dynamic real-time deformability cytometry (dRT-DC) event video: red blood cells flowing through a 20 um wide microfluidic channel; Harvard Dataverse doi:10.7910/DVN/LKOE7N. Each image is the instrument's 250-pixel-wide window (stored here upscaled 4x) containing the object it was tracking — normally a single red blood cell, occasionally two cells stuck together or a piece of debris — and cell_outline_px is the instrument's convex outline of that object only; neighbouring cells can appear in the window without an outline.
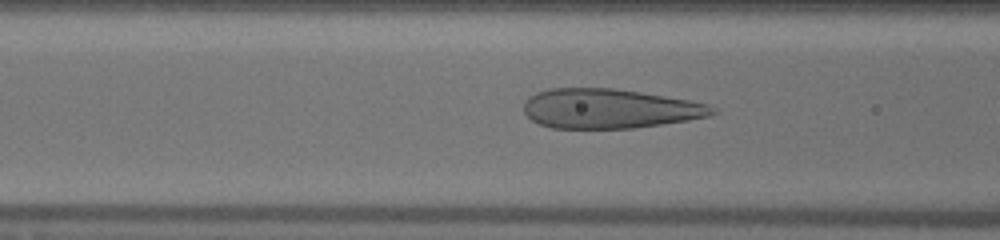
{"species": "human", "species_latin": "Homo sapiens", "temperature_condition": "warm", "stored_images_in_passage": 25, "camera_frame_rate_fps": 3000, "um_per_image_px": 0.085, "donor": {"sex": "male"}, "frame": {"image": 1, "passage_image": 4, "time_ms": 1.0, "image_size_px": [1000, 240], "cell_outline_px": [[716, 112], [708, 116], [688, 120], [632, 128], [552, 128], [540, 124], [532, 120], [524, 112], [524, 100], [528, 96], [536, 92], [548, 88], [612, 88], [640, 92], [688, 100], [708, 104], [716, 108]], "centroid_in_image_um": [51.76, 9.23], "position_along_channel_um": 114.8, "area_um2": 43.35}}
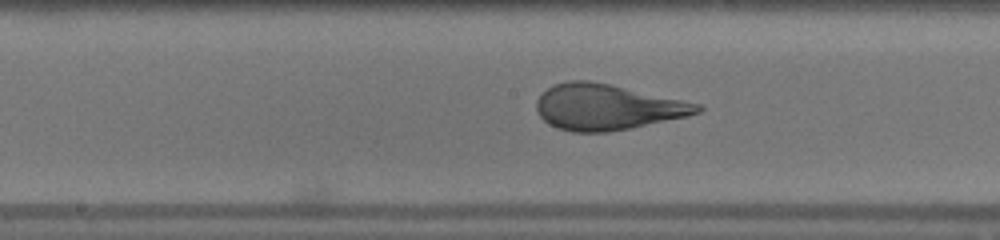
{"frame": {"image": 2, "passage_image": 10, "time_ms": 3.0, "image_size_px": [1000, 240], "cell_outline_px": [[704, 108], [700, 112], [688, 116], [608, 132], [572, 132], [556, 128], [548, 124], [540, 116], [536, 108], [536, 100], [552, 84], [568, 80], [588, 80], [608, 84], [700, 104]], "centroid_in_image_um": [51.55, 9.1], "position_along_channel_um": 196.6, "area_um2": 42.48}}
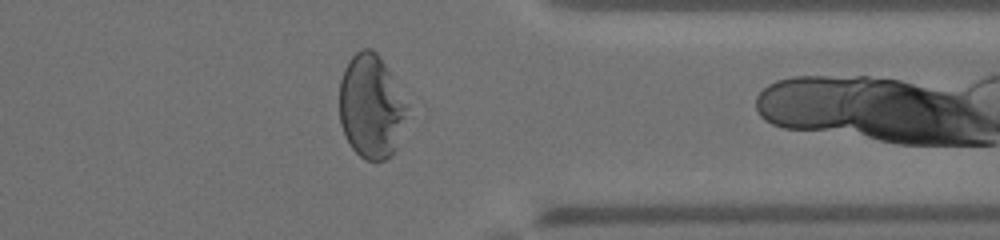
{"frame": {"image": 3, "passage_image": 24, "time_ms": 7.667, "image_size_px": [1000, 240], "cell_outline_px": [[408, 104], [396, 148], [392, 156], [384, 160], [364, 160], [352, 148], [340, 124], [340, 80], [344, 68], [348, 60], [360, 48], [372, 48], [380, 56]], "centroid_in_image_um": [31.52, 9.03], "position_along_channel_um": 379.9, "area_um2": 40.69}}